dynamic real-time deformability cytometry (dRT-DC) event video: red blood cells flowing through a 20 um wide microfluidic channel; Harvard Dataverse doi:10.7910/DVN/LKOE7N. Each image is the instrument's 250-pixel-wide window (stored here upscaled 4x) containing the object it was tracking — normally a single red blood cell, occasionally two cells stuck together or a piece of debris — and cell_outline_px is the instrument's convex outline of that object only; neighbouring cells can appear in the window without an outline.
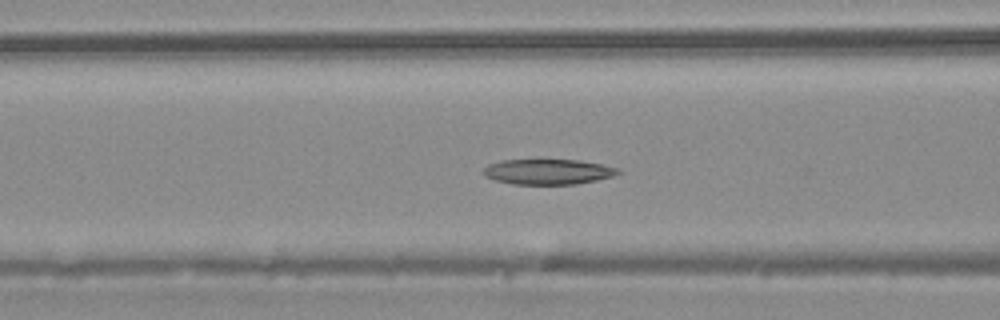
{"species": "common noctule bat (a hibernating species)", "species_latin": "Nyctalus noctula", "temperature_condition": "warm", "stored_images_in_passage": 12, "camera_frame_rate_fps": 3000, "um_per_image_px": 0.085, "animal": {"sex": "male", "body_mass_g": 20.4}, "frame": {"image": 1, "passage_image": 7, "time_ms": 2.0, "image_size_px": [1000, 320], "cell_outline_px": [[620, 172], [612, 176], [596, 180], [576, 184], [512, 184], [496, 180], [484, 176], [484, 168], [488, 164], [500, 160], [580, 160], [620, 168]], "centroid_in_image_um": [46.57, 14.59], "position_along_channel_um": 120.0, "area_um2": 19.77}}
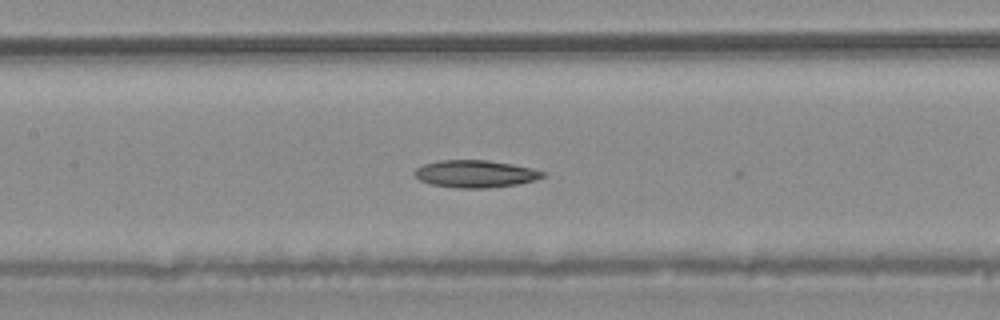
{"frame": {"image": 2, "passage_image": 10, "time_ms": 3.0, "image_size_px": [1000, 320], "cell_outline_px": [[544, 176], [536, 180], [516, 184], [488, 188], [456, 188], [432, 184], [420, 180], [412, 172], [416, 168], [424, 164], [440, 160], [488, 160], [512, 164], [532, 168], [544, 172]], "centroid_in_image_um": [40.39, 14.77], "position_along_channel_um": 167.0, "area_um2": 20.35}}